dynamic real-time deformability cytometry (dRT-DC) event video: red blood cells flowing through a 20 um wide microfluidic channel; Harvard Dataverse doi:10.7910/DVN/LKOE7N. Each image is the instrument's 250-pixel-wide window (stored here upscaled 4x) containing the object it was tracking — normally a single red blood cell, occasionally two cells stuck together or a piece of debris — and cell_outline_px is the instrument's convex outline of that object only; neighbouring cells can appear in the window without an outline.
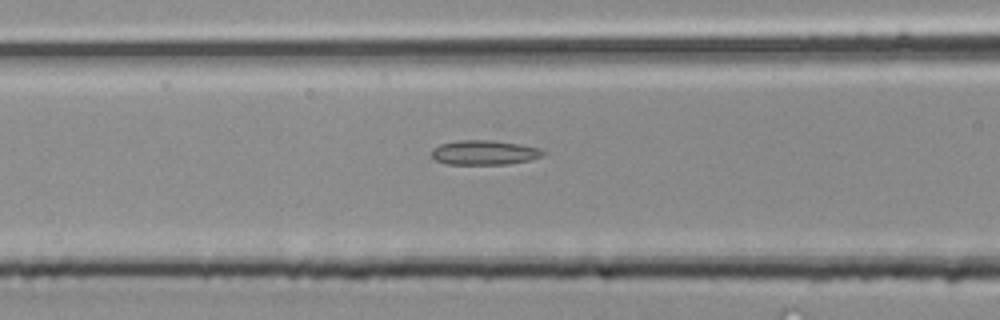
{"species": "common noctule bat (a hibernating species)", "species_latin": "Nyctalus noctula", "temperature_condition": "room temperature", "stored_images_in_passage": 8, "camera_frame_rate_fps": 3000, "um_per_image_px": 0.085, "animal": {"sex": "male", "body_mass_g": 20.4}, "frame": {"image": 1, "passage_image": 7, "time_ms": 2.0, "image_size_px": [1000, 320], "cell_outline_px": [[544, 152], [540, 156], [528, 160], [508, 164], [448, 164], [436, 160], [432, 156], [432, 148], [440, 144], [456, 140], [492, 140], [520, 144], [540, 148]], "centroid_in_image_um": [41.13, 12.95], "position_along_channel_um": 125.5, "area_um2": 15.84}}